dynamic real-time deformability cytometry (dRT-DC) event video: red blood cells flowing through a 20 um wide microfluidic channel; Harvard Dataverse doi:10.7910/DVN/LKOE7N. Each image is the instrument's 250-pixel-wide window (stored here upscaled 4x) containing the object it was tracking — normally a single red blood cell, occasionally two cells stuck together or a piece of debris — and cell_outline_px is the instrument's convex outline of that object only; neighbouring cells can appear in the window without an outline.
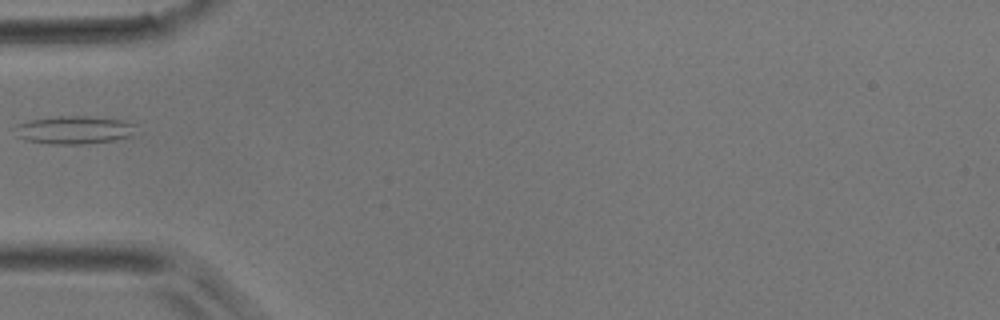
{"species": "common noctule bat (a hibernating species)", "species_latin": "Nyctalus noctula", "temperature_condition": "room temperature", "stored_images_in_passage": 3, "camera_frame_rate_fps": 3000, "um_per_image_px": 0.085, "animal": {"sex": "male", "body_mass_g": 17.9}, "frame": {"image": 1, "passage_image": 3, "time_ms": 0.667, "image_size_px": [1000, 320], "cell_outline_px": [[136, 124], [132, 136], [112, 140], [84, 144], [52, 144], [24, 140], [16, 136], [12, 128], [16, 124], [32, 120], [56, 116], [92, 116], [124, 120]], "centroid_in_image_um": [6.27, 11.04], "position_along_channel_um": 78.7, "area_um2": 20.0}}